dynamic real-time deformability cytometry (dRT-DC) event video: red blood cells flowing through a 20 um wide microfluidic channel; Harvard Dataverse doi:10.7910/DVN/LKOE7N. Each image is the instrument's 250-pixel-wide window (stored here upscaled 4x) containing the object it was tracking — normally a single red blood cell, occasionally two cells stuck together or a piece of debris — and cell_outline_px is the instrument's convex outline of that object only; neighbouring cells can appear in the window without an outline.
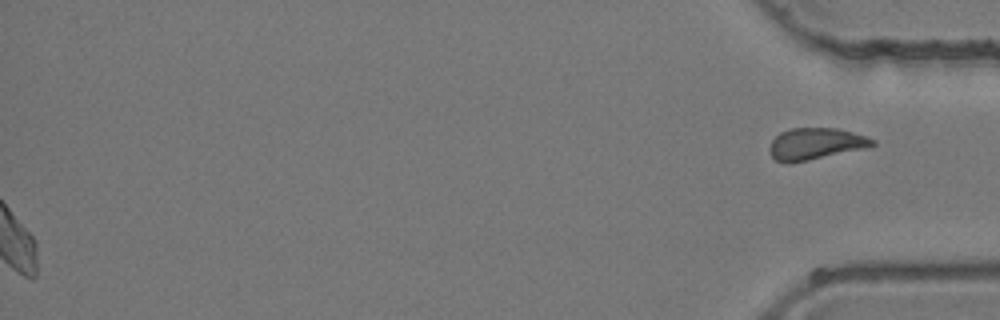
{"species": "common noctule bat (a hibernating species)", "species_latin": "Nyctalus noctula", "temperature_condition": "room temperature", "stored_images_in_passage": 29, "segment_of_instrument_passage": [2, 2], "camera_frame_rate_fps": 3000, "um_per_image_px": 0.085, "animal": {"sex": "female", "body_mass_g": 24.6, "forearm_length_mm": 56.2}, "frame": {"image": 1, "passage_image": 29, "time_ms": 9.333, "image_size_px": [1000, 320], "cell_outline_px": [[876, 144], [864, 148], [792, 164], [784, 164], [776, 160], [772, 156], [768, 148], [772, 140], [780, 132], [792, 128], [836, 128], [868, 136], [876, 140]], "centroid_in_image_um": [69.3, 12.23], "position_along_channel_um": 365.9, "area_um2": 19.13}}